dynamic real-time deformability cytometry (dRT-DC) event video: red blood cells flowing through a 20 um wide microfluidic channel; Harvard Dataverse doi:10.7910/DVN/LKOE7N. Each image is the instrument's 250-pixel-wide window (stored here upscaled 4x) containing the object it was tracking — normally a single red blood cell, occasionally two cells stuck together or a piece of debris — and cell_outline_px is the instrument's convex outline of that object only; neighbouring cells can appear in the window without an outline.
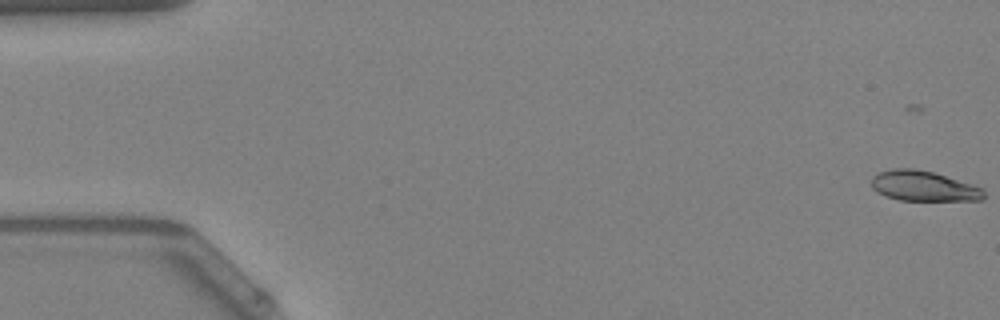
{"species": "Egyptian fruit bat (a non-hibernating species)", "species_latin": "Rousettus aegyptiacus", "temperature_condition": "warm", "stored_images_in_passage": 12, "camera_frame_rate_fps": 3000, "um_per_image_px": 0.085, "animal": {"sex": "female"}, "frame": {"image": 1, "passage_image": 1, "time_ms": 0.0, "image_size_px": [1000, 320], "cell_outline_px": [[984, 200], [900, 200], [884, 196], [876, 192], [872, 188], [872, 176], [880, 172], [892, 168], [916, 168], [932, 172], [972, 184], [984, 188]], "centroid_in_image_um": [78.49, 15.81], "position_along_channel_um": 6.5, "area_um2": 19.83}}